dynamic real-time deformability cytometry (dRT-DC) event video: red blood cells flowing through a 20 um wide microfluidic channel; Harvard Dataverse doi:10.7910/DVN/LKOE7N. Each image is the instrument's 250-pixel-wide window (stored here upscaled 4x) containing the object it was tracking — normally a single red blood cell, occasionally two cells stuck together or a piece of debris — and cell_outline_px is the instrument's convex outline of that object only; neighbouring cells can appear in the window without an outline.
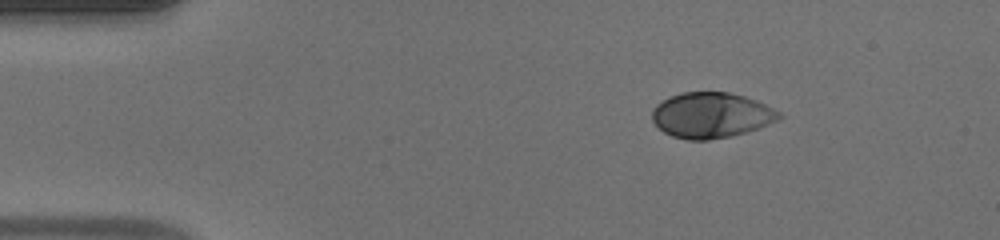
{"species": "human", "species_latin": "Homo sapiens", "temperature_condition": "warm", "stored_images_in_passage": 43, "camera_frame_rate_fps": 3000, "um_per_image_px": 0.085, "donor": {"sex": "male"}, "frame": {"image": 1, "passage_image": 1, "time_ms": 0.0, "image_size_px": [1000, 240], "cell_outline_px": [[784, 116], [768, 124], [732, 136], [708, 140], [688, 140], [672, 136], [664, 132], [652, 120], [652, 108], [656, 104], [672, 96], [684, 92], [728, 92], [744, 96], [756, 100], [780, 112]], "centroid_in_image_um": [60.44, 9.79], "position_along_channel_um": 24.6, "area_um2": 33.41}}
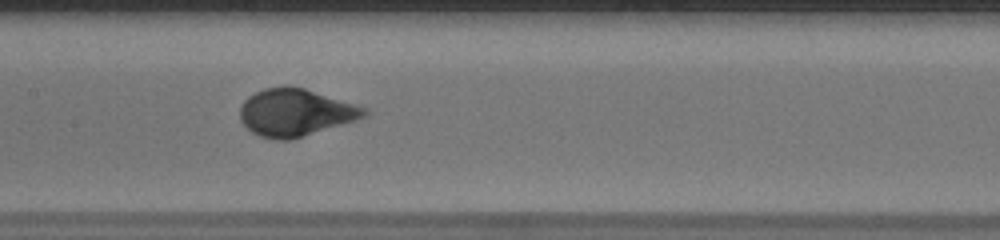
{"frame": {"image": 2, "passage_image": 18, "time_ms": 5.667, "image_size_px": [1000, 240], "cell_outline_px": [[368, 112], [364, 116], [356, 120], [288, 140], [276, 140], [260, 136], [252, 132], [240, 120], [240, 104], [248, 96], [264, 88], [284, 84], [304, 88], [368, 108]], "centroid_in_image_um": [25.07, 9.54], "position_along_channel_um": 182.3, "area_um2": 34.16}}
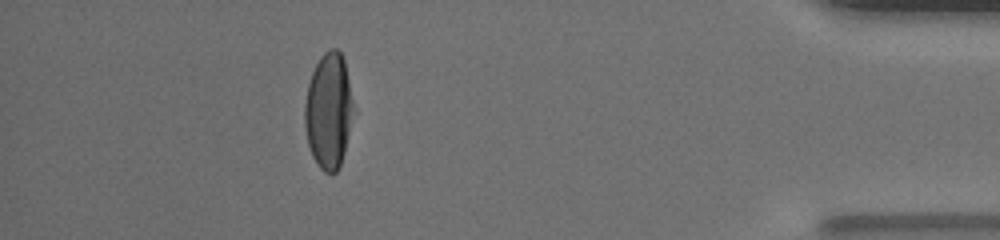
{"frame": {"image": 3, "passage_image": 38, "time_ms": 12.333, "image_size_px": [1000, 240], "cell_outline_px": [[356, 108], [344, 152], [340, 164], [336, 172], [324, 172], [316, 164], [312, 156], [308, 144], [304, 128], [304, 104], [308, 84], [312, 72], [320, 56], [328, 48], [336, 48], [340, 52], [344, 60]], "centroid_in_image_um": [27.94, 9.4], "position_along_channel_um": 407.3, "area_um2": 33.41}, "authors_computed_cell_mechanics": {"area_um2": 33.4084, "velocity_mm_per_s": 4.1309, "shape_relaxation_time_tau1_ms": 3.6834, "shape_relaxation_time_tau2_ms": null, "deformation_change_tau1": 0.2087, "deformation_change_tau2": null}}